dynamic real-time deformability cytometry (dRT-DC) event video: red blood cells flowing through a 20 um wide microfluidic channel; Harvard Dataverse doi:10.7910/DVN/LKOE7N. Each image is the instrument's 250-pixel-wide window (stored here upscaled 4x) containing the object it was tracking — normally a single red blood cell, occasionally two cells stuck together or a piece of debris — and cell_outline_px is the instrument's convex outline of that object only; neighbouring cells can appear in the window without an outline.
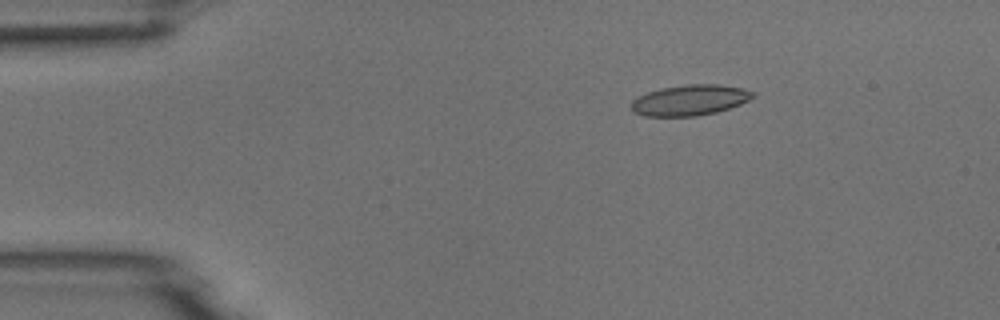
{"species": "common noctule bat (a hibernating species)", "species_latin": "Nyctalus noctula", "temperature_condition": "room temperature", "stored_images_in_passage": 4, "camera_frame_rate_fps": 3000, "um_per_image_px": 0.085, "animal": {"sex": "male", "body_mass_g": 18.8}, "frame": {"image": 1, "passage_image": 2, "time_ms": 2.0, "image_size_px": [1000, 320], "cell_outline_px": [[756, 96], [740, 104], [716, 112], [696, 116], [644, 116], [632, 112], [632, 100], [636, 96], [660, 88], [684, 84], [716, 84], [744, 88], [756, 92]], "centroid_in_image_um": [58.64, 8.5], "position_along_channel_um": 26.4, "area_um2": 21.91}}